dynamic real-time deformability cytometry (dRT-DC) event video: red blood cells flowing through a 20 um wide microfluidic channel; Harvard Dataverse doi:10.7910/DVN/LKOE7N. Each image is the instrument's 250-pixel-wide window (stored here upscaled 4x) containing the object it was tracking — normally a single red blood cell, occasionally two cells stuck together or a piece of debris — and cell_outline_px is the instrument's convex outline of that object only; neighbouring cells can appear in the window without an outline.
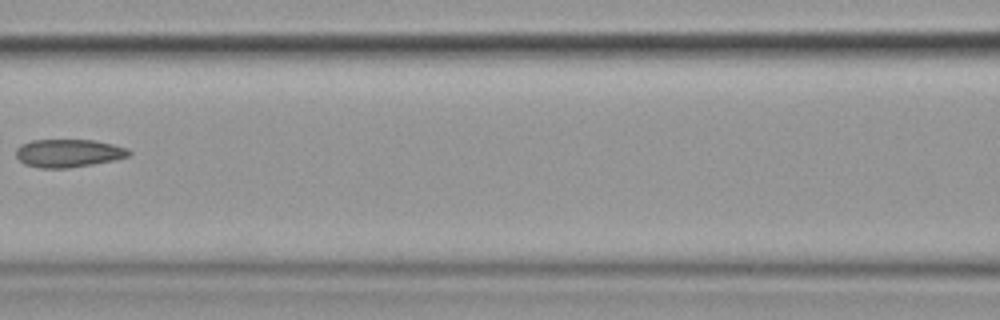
{"species": "common noctule bat (a hibernating species)", "species_latin": "Nyctalus noctula", "temperature_condition": "cold", "stored_images_in_passage": 4, "camera_frame_rate_fps": 3000, "um_per_image_px": 0.085, "animal": {"sex": "female", "body_mass_g": 19.9}, "frame": {"image": 1, "passage_image": 4, "time_ms": 3.333, "image_size_px": [1000, 320], "cell_outline_px": [[132, 152], [128, 156], [116, 160], [68, 168], [40, 168], [24, 164], [16, 156], [16, 148], [20, 144], [32, 140], [92, 140], [112, 144], [128, 148]], "centroid_in_image_um": [5.81, 13.02], "position_along_channel_um": 160.8, "area_um2": 18.5}}